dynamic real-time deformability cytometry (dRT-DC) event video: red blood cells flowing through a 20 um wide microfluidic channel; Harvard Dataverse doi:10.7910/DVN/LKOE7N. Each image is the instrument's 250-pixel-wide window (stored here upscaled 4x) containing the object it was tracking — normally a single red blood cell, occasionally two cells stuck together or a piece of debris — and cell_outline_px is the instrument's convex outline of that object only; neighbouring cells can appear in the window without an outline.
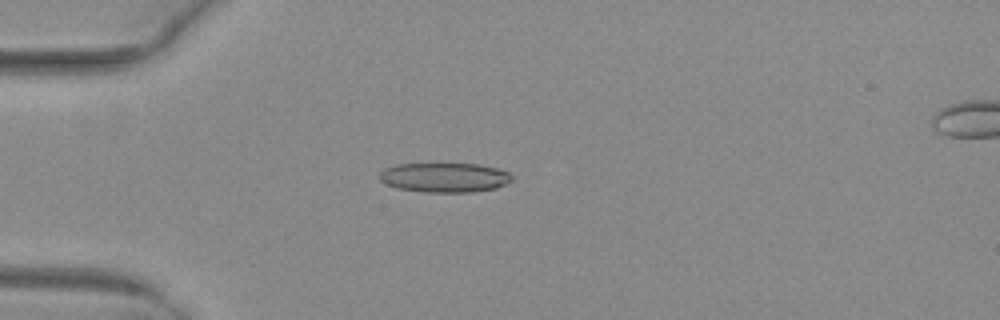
{"species": "common noctule bat (a hibernating species)", "species_latin": "Nyctalus noctula", "temperature_condition": "warm", "stored_images_in_passage": 52, "camera_frame_rate_fps": 3000, "um_per_image_px": 0.085, "animal": {"sex": "female", "body_mass_g": 29.2, "forearm_length_mm": 56.3}, "frame": {"image": 1, "passage_image": 15, "time_ms": 4.667, "image_size_px": [1000, 320], "cell_outline_px": [[512, 180], [496, 188], [472, 192], [424, 192], [396, 188], [380, 180], [380, 172], [384, 168], [396, 164], [480, 164], [496, 168], [508, 172], [512, 176]], "centroid_in_image_um": [37.78, 15.08], "position_along_channel_um": 47.2, "area_um2": 22.72}}
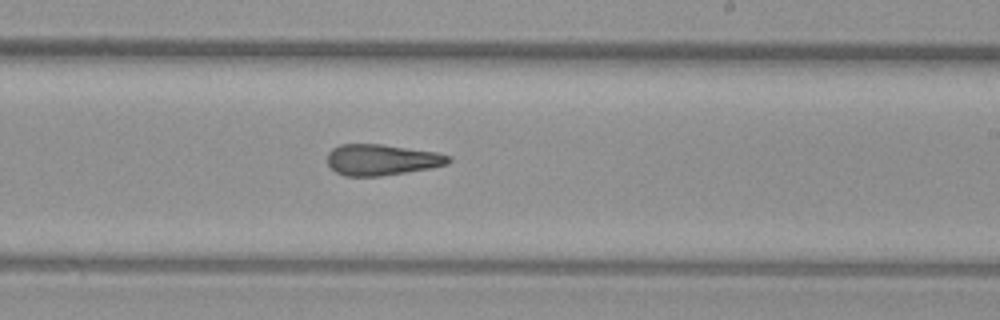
{"frame": {"image": 2, "passage_image": 32, "time_ms": 10.333, "image_size_px": [1000, 320], "cell_outline_px": [[452, 160], [448, 164], [432, 168], [380, 176], [344, 176], [336, 172], [328, 164], [328, 152], [332, 148], [340, 144], [384, 144], [436, 152], [452, 156]], "centroid_in_image_um": [32.47, 13.57], "position_along_channel_um": 256.5, "area_um2": 22.08}}
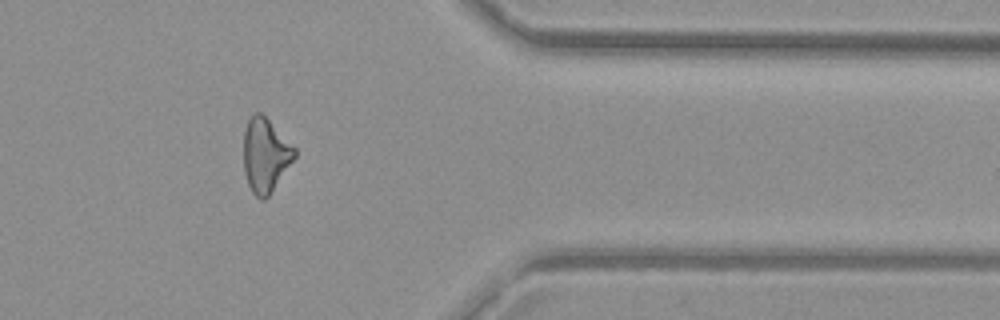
{"frame": {"image": 3, "passage_image": 43, "time_ms": 14.0, "image_size_px": [1000, 320], "cell_outline_px": [[296, 156], [268, 196], [264, 200], [260, 200], [252, 192], [248, 184], [244, 172], [244, 132], [248, 120], [256, 112], [260, 112], [296, 148]], "centroid_in_image_um": [22.55, 13.21], "position_along_channel_um": 388.9, "area_um2": 21.62}, "authors_computed_cell_mechanics": {"area_um2": 22.6287, "velocity_mm_per_s": 4.0559, "shape_relaxation_time_tau1_ms": null, "shape_relaxation_time_tau2_ms": 1.8432, "deformation_change_tau1": null, "deformation_change_tau2": 0.1184}}